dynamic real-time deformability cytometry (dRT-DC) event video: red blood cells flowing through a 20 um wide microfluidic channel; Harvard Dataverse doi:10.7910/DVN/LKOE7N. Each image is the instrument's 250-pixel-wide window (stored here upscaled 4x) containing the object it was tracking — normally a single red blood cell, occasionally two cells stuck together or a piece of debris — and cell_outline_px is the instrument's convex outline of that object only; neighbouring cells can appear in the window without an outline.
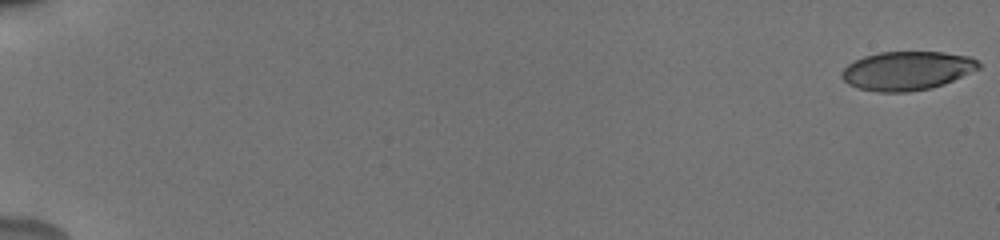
{"species": "human", "species_latin": "Homo sapiens", "temperature_condition": "cold", "stored_images_in_passage": 56, "camera_frame_rate_fps": 3000, "um_per_image_px": 0.085, "donor": {"sex": "male"}, "frame": {"image": 1, "passage_image": 1, "time_ms": 0.0, "image_size_px": [1000, 240], "cell_outline_px": [[980, 68], [944, 84], [932, 88], [908, 92], [876, 92], [860, 88], [848, 84], [840, 76], [840, 72], [848, 64], [864, 56], [880, 52], [944, 52], [968, 56], [976, 60], [980, 64]], "centroid_in_image_um": [77.08, 6.01], "position_along_channel_um": 7.9, "area_um2": 30.92}}
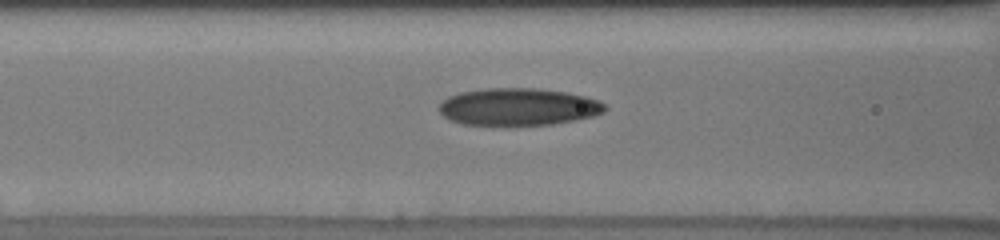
{"frame": {"image": 2, "passage_image": 26, "time_ms": 8.333, "image_size_px": [1000, 240], "cell_outline_px": [[608, 108], [604, 112], [592, 116], [552, 124], [464, 124], [452, 120], [444, 116], [440, 112], [440, 104], [448, 96], [460, 92], [484, 88], [536, 88], [568, 92], [600, 100]], "centroid_in_image_um": [44.08, 9.05], "position_along_channel_um": 122.5, "area_um2": 35.66}}
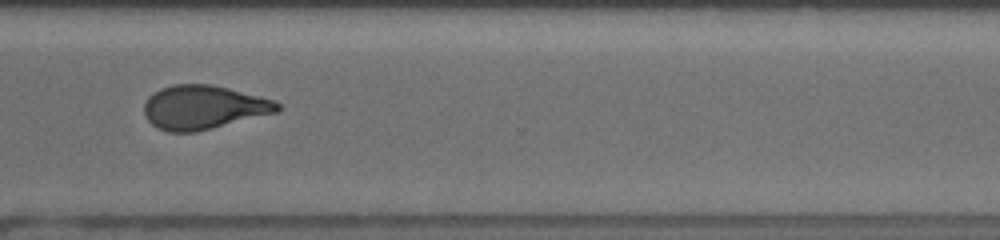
{"frame": {"image": 3, "passage_image": 44, "time_ms": 14.333, "image_size_px": [1000, 240], "cell_outline_px": [[280, 108], [276, 112], [196, 132], [168, 132], [156, 128], [144, 116], [144, 104], [148, 96], [160, 88], [172, 84], [212, 84], [276, 100], [280, 104]], "centroid_in_image_um": [17.26, 9.11], "position_along_channel_um": 353.3, "area_um2": 34.16}, "authors_computed_cell_mechanics": {"area_um2": 34.0153, "velocity_mm_per_s": 3.8492, "shape_relaxation_time_tau1_ms": 10.0326, "shape_relaxation_time_tau2_ms": 2.256, "deformation_change_tau1": 0.2439, "deformation_change_tau2": 0.1039}}